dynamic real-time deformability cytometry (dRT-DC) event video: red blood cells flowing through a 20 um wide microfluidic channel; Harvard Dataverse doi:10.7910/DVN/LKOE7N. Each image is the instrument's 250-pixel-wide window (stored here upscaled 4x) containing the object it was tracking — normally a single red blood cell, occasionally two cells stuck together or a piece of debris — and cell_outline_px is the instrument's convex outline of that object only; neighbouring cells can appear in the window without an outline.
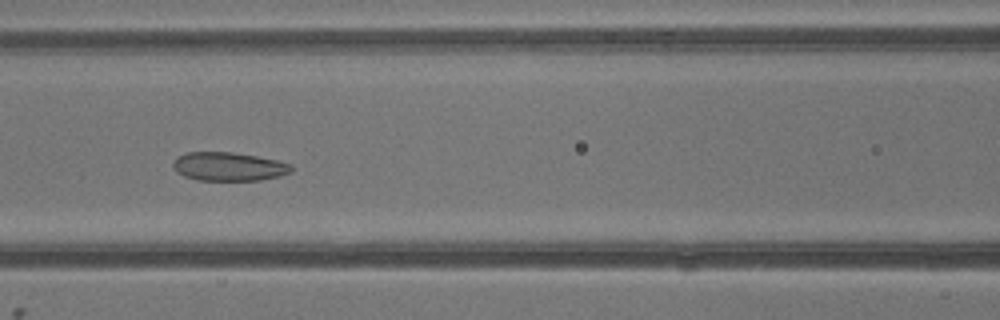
{"species": "common noctule bat (a hibernating species)", "species_latin": "Nyctalus noctula", "temperature_condition": "warm", "stored_images_in_passage": 4, "camera_frame_rate_fps": 3000, "um_per_image_px": 0.085, "animal": {"sex": "male", "body_mass_g": 13.3}, "frame": {"image": 1, "passage_image": 3, "time_ms": 2.333, "image_size_px": [1000, 320], "cell_outline_px": [[292, 172], [280, 176], [260, 180], [196, 180], [184, 176], [176, 172], [172, 164], [176, 156], [188, 152], [232, 152], [256, 156], [276, 160], [292, 164]], "centroid_in_image_um": [19.43, 14.16], "position_along_channel_um": 147.2, "area_um2": 19.83}}
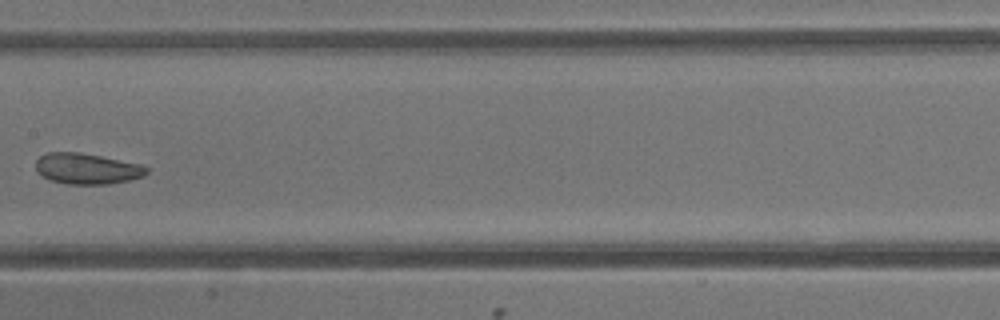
{"frame": {"image": 2, "passage_image": 4, "time_ms": 3.333, "image_size_px": [1000, 320], "cell_outline_px": [[148, 172], [144, 176], [128, 180], [108, 184], [68, 184], [52, 180], [44, 176], [36, 168], [36, 160], [40, 156], [48, 152], [80, 152], [140, 164], [148, 168]], "centroid_in_image_um": [7.41, 14.33], "position_along_channel_um": 200.0, "area_um2": 19.65}}